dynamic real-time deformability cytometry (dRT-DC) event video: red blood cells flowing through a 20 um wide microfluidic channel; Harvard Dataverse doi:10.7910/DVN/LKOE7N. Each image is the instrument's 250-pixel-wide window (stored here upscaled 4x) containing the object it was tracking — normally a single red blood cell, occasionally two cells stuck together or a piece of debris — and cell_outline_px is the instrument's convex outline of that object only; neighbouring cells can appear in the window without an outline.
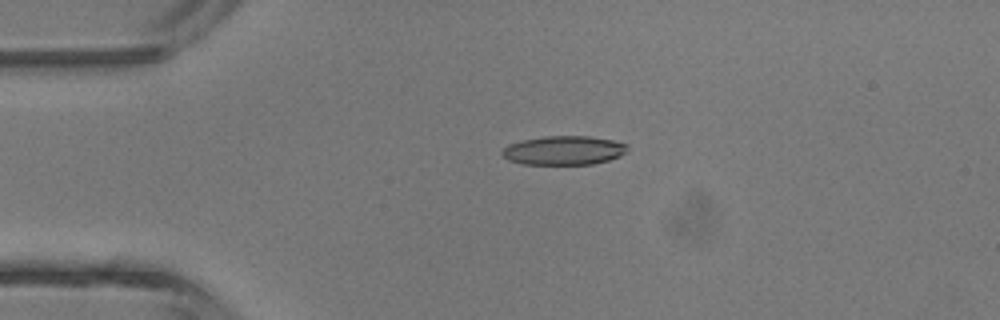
{"species": "common noctule bat (a hibernating species)", "species_latin": "Nyctalus noctula", "temperature_condition": "room temperature", "stored_images_in_passage": 3, "camera_frame_rate_fps": 3000, "um_per_image_px": 0.085, "animal": {"sex": "male", "body_mass_g": 13.3}, "frame": {"image": 1, "passage_image": 2, "time_ms": 1.0, "image_size_px": [1000, 320], "cell_outline_px": [[628, 148], [620, 156], [608, 160], [592, 164], [524, 164], [508, 160], [500, 152], [508, 144], [520, 140], [544, 136], [588, 136], [612, 140], [628, 144]], "centroid_in_image_um": [47.9, 12.77], "position_along_channel_um": 37.1, "area_um2": 21.15}}